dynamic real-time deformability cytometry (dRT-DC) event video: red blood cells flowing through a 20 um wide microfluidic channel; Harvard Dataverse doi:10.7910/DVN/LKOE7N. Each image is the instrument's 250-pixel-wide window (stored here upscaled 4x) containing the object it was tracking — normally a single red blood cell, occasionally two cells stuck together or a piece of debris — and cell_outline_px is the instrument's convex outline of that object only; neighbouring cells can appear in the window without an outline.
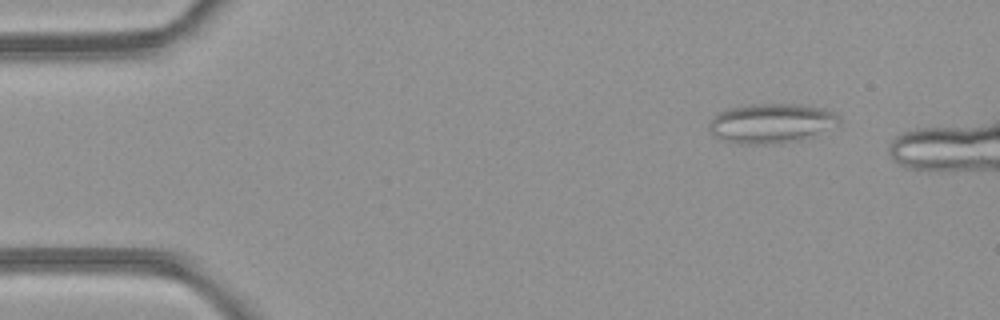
{"species": "common noctule bat (a hibernating species)", "species_latin": "Nyctalus noctula", "temperature_condition": "room temperature", "stored_images_in_passage": 40, "camera_frame_rate_fps": 3000, "um_per_image_px": 0.085, "animal": {"sex": "female", "body_mass_g": 21.9}, "frame": {"image": 1, "passage_image": 3, "time_ms": 0.667, "image_size_px": [1000, 320], "cell_outline_px": [[840, 120], [836, 124], [800, 140], [764, 144], [740, 144], [720, 140], [712, 132], [712, 116], [728, 108], [748, 104], [804, 104], [824, 108], [840, 116]], "centroid_in_image_um": [65.54, 10.46], "position_along_channel_um": 19.5, "area_um2": 29.54}}
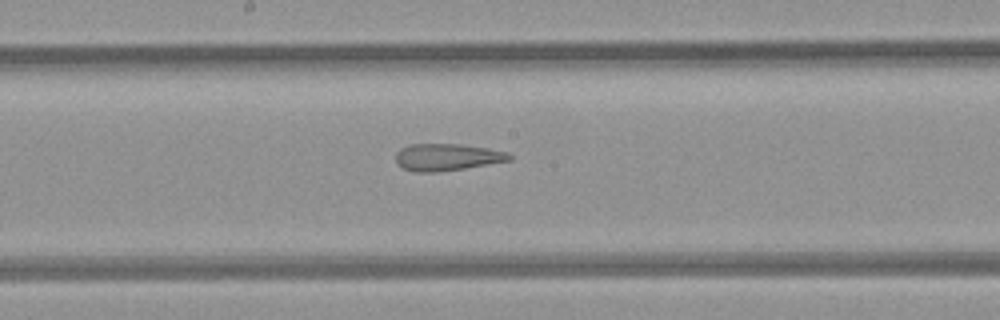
{"frame": {"image": 2, "passage_image": 23, "time_ms": 7.333, "image_size_px": [1000, 320], "cell_outline_px": [[512, 160], [464, 168], [436, 172], [412, 172], [396, 164], [396, 152], [400, 148], [408, 144], [460, 144], [488, 148], [508, 152], [512, 156]], "centroid_in_image_um": [37.97, 13.35], "position_along_channel_um": 210.2, "area_um2": 17.98}}
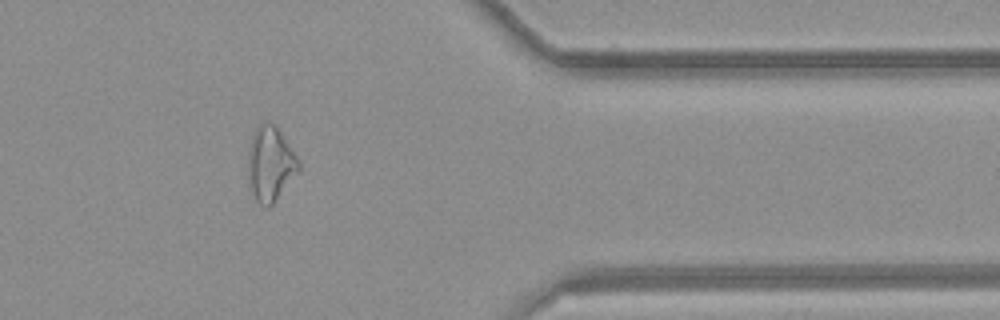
{"frame": {"image": 3, "passage_image": 37, "time_ms": 12.0, "image_size_px": [1000, 320], "cell_outline_px": [[300, 168], [272, 204], [268, 208], [264, 208], [256, 200], [252, 192], [248, 180], [248, 152], [252, 136], [256, 128], [264, 120], [268, 120], [276, 124], [300, 160]], "centroid_in_image_um": [22.97, 13.88], "position_along_channel_um": 388.4, "area_um2": 22.14}}